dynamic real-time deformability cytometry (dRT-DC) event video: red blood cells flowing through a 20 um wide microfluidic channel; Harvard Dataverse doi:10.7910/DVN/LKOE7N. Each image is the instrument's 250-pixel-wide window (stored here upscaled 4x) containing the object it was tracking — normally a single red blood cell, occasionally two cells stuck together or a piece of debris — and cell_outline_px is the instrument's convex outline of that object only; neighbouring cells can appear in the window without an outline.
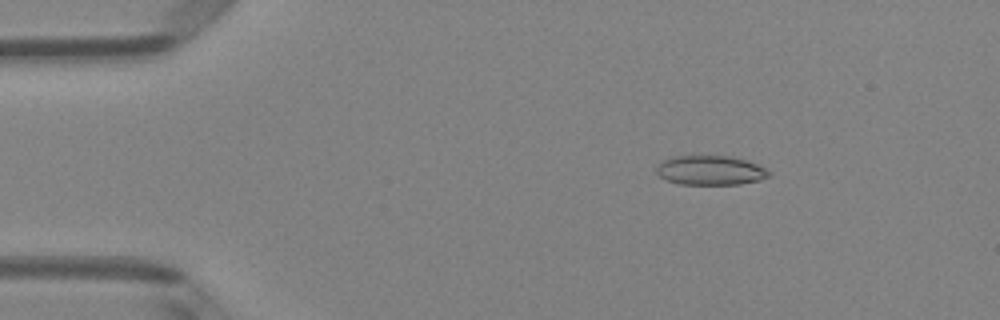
{"species": "Egyptian fruit bat (a non-hibernating species)", "species_latin": "Rousettus aegyptiacus", "temperature_condition": "room temperature", "stored_images_in_passage": 51, "camera_frame_rate_fps": 3000, "um_per_image_px": 0.085, "animal": {"sex": "female"}, "frame": {"image": 1, "passage_image": 8, "time_ms": 2.333, "image_size_px": [1000, 320], "cell_outline_px": [[772, 172], [768, 176], [760, 180], [740, 184], [680, 184], [668, 180], [660, 176], [656, 172], [656, 164], [672, 156], [732, 156], [748, 160]], "centroid_in_image_um": [60.38, 14.47], "position_along_channel_um": 24.6, "area_um2": 19.31}}
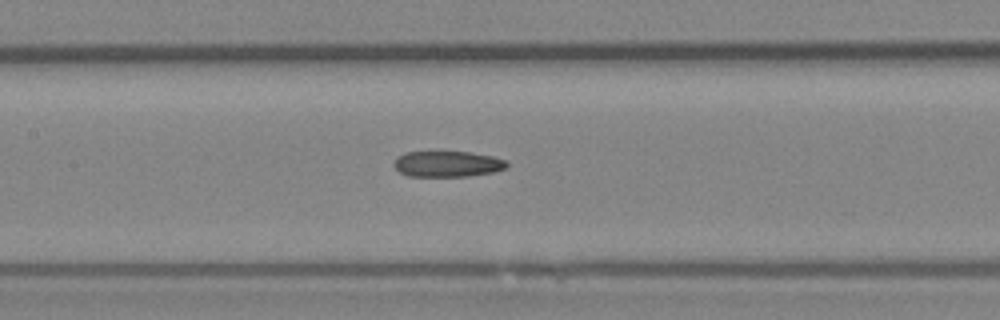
{"frame": {"image": 2, "passage_image": 24, "time_ms": 7.667, "image_size_px": [1000, 320], "cell_outline_px": [[508, 168], [492, 172], [468, 176], [408, 176], [400, 172], [392, 164], [396, 156], [404, 152], [468, 152], [492, 156], [508, 160]], "centroid_in_image_um": [38.03, 13.93], "position_along_channel_um": 169.4, "area_um2": 17.11}}
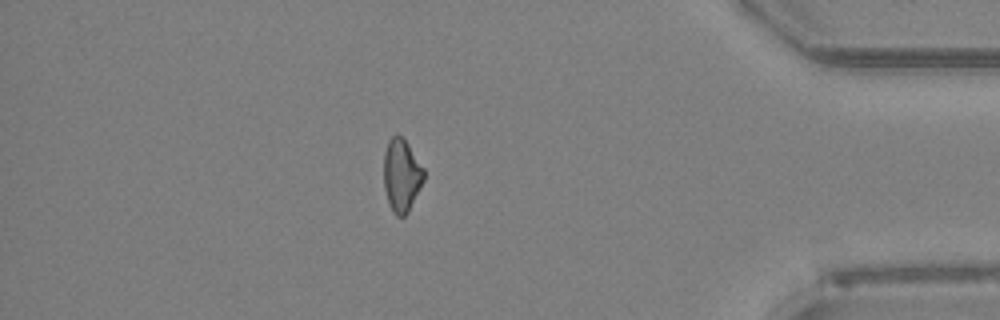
{"frame": {"image": 3, "passage_image": 44, "time_ms": 14.333, "image_size_px": [1000, 320], "cell_outline_px": [[424, 180], [408, 212], [404, 216], [396, 216], [392, 212], [388, 204], [384, 188], [384, 152], [388, 140], [396, 132], [408, 144], [424, 168]], "centroid_in_image_um": [34.12, 14.9], "position_along_channel_um": 401.1, "area_um2": 17.11}}